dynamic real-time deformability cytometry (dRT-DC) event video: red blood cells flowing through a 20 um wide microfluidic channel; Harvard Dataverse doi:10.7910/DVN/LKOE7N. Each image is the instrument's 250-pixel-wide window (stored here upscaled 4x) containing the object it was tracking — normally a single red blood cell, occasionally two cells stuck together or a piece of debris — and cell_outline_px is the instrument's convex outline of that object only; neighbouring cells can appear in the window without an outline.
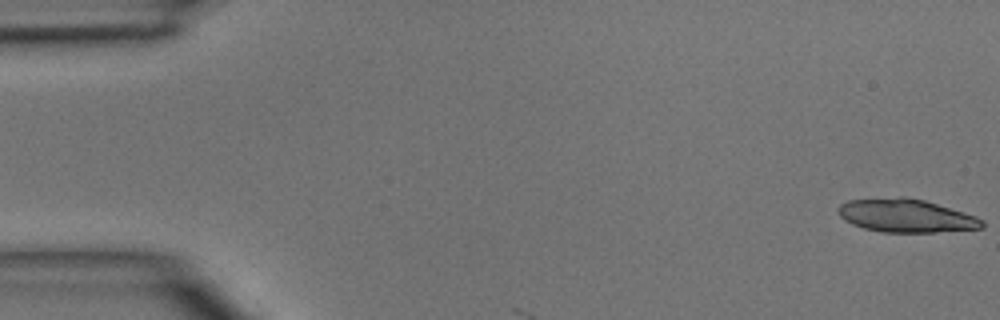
{"species": "common noctule bat (a hibernating species)", "species_latin": "Nyctalus noctula", "temperature_condition": "room temperature", "stored_images_in_passage": 5, "camera_frame_rate_fps": 3000, "um_per_image_px": 0.085, "animal": {"sex": "male", "body_mass_g": 15.6}, "frame": {"image": 1, "passage_image": 1, "time_ms": 0.0, "image_size_px": [1000, 320], "cell_outline_px": [[984, 228], [932, 232], [880, 232], [864, 228], [852, 224], [844, 220], [840, 216], [840, 204], [848, 200], [900, 196], [904, 196], [924, 200], [964, 212], [976, 216], [984, 220]], "centroid_in_image_um": [77.03, 18.33], "position_along_channel_um": 8.0, "area_um2": 27.86}}